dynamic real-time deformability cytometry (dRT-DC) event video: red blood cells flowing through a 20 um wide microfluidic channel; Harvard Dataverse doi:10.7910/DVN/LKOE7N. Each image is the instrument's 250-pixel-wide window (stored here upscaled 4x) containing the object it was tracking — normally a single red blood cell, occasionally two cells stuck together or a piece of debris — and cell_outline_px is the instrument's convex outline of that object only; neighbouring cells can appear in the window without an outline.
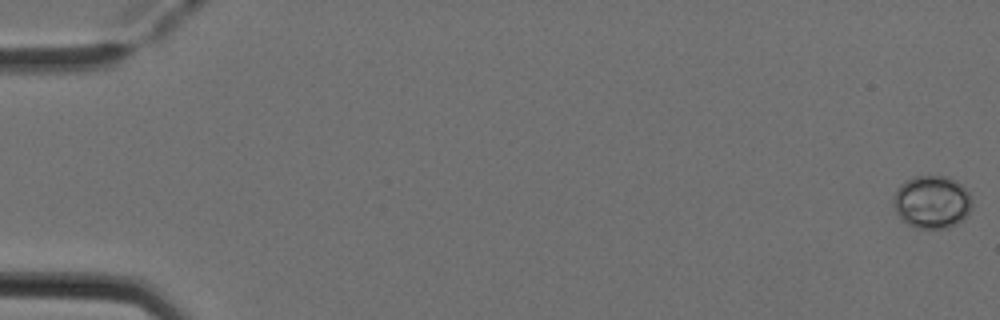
{"species": "Egyptian fruit bat (a non-hibernating species)", "species_latin": "Rousettus aegyptiacus", "temperature_condition": "cold", "stored_images_in_passage": 8, "camera_frame_rate_fps": 3000, "um_per_image_px": 0.085, "animal": {"sex": "female"}, "frame": {"image": 1, "passage_image": 1, "time_ms": 0.0, "image_size_px": [1000, 320], "cell_outline_px": [[972, 204], [968, 212], [956, 224], [948, 228], [916, 228], [908, 224], [896, 212], [892, 204], [892, 200], [896, 188], [904, 180], [916, 176], [948, 176], [956, 180], [968, 192], [972, 200]], "centroid_in_image_um": [79.18, 17.15], "position_along_channel_um": 5.8, "area_um2": 24.22}}
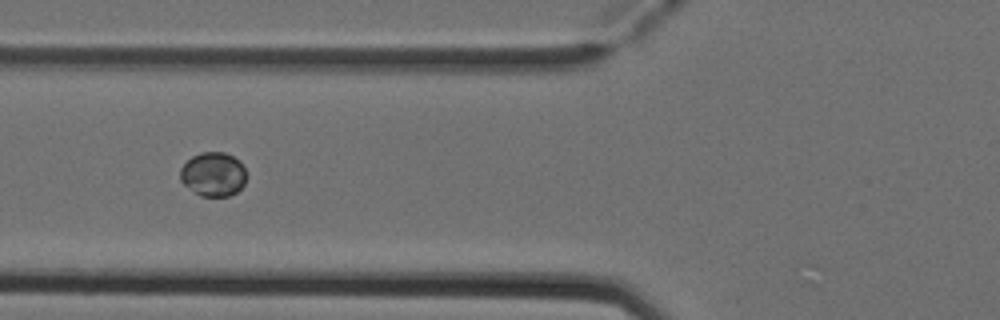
{"frame": {"image": 2, "passage_image": 6, "time_ms": 1.667, "image_size_px": [1000, 320], "cell_outline_px": [[248, 176], [244, 184], [236, 192], [228, 196], [200, 196], [184, 184], [180, 180], [180, 168], [192, 156], [200, 152], [224, 152], [240, 160]], "centroid_in_image_um": [18.14, 14.8], "position_along_channel_um": 107.7, "area_um2": 17.11}}
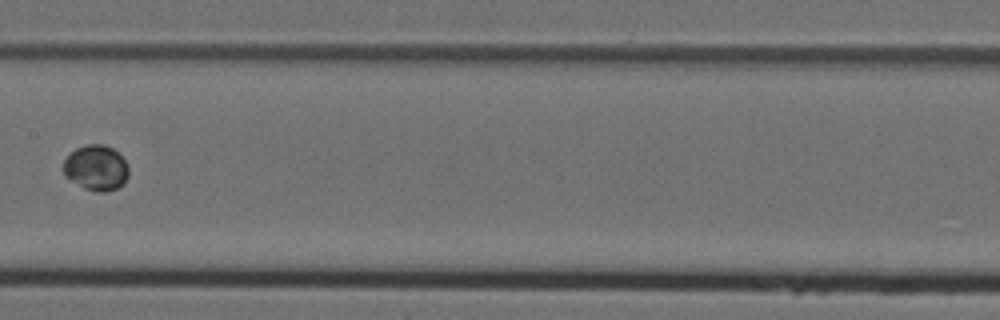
{"frame": {"image": 3, "passage_image": 8, "time_ms": 2.333, "image_size_px": [1000, 320], "cell_outline_px": [[128, 176], [124, 184], [116, 188], [104, 192], [96, 192], [84, 188], [64, 176], [64, 160], [76, 148], [88, 144], [104, 144], [112, 148], [128, 164]], "centroid_in_image_um": [8.18, 14.27], "position_along_channel_um": 199.2, "area_um2": 17.17}}